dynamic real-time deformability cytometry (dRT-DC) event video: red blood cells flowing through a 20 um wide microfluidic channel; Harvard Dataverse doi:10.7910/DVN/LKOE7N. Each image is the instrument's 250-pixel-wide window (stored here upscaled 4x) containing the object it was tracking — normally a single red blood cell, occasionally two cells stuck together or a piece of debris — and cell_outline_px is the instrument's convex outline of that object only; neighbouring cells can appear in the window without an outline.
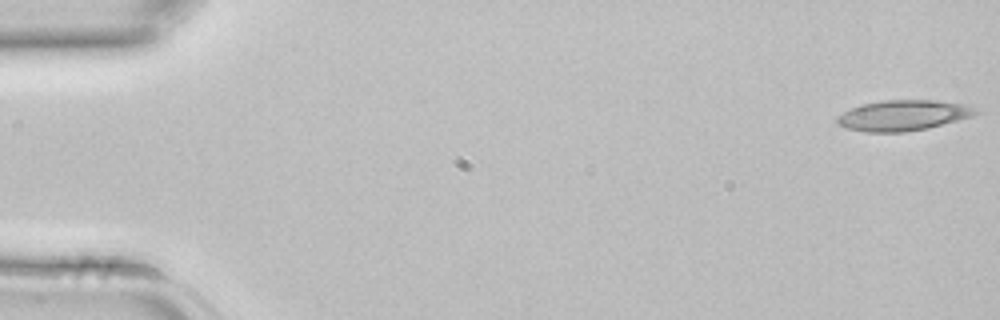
{"species": "common noctule bat (a hibernating species)", "species_latin": "Nyctalus noctula", "temperature_condition": "room temperature", "stored_images_in_passage": 4, "camera_frame_rate_fps": 3000, "um_per_image_px": 0.085, "animal": {"sex": "female", "body_mass_g": 22.7, "forearm_length_mm": 54.2}, "frame": {"image": 1, "passage_image": 1, "time_ms": 0.0, "image_size_px": [1000, 320], "cell_outline_px": [[980, 112], [972, 116], [928, 128], [904, 132], [864, 132], [848, 128], [840, 124], [836, 120], [836, 116], [852, 108], [864, 104], [884, 100], [936, 100], [968, 104], [976, 108]], "centroid_in_image_um": [76.81, 9.8], "position_along_channel_um": 8.2, "area_um2": 24.57}}
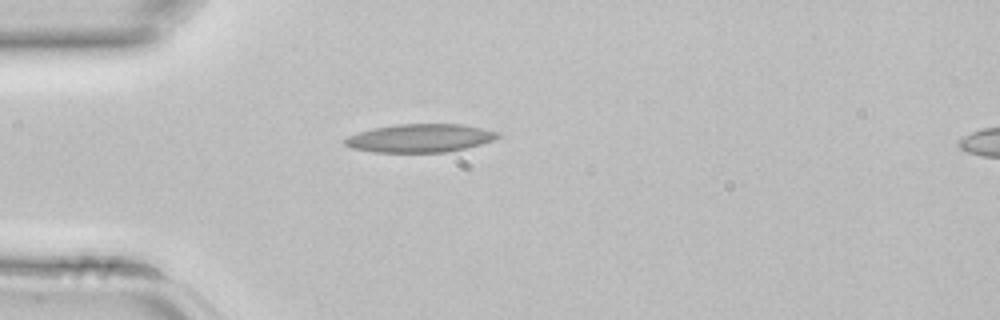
{"frame": {"image": 2, "passage_image": 4, "time_ms": 1.0, "image_size_px": [1000, 320], "cell_outline_px": [[504, 136], [480, 144], [448, 152], [376, 152], [352, 148], [344, 144], [344, 140], [348, 136], [372, 128], [396, 124], [460, 124], [484, 128], [500, 132]], "centroid_in_image_um": [35.74, 11.73], "position_along_channel_um": 49.3, "area_um2": 25.2}}